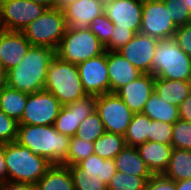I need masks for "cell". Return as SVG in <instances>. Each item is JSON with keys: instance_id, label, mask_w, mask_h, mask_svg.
Instances as JSON below:
<instances>
[{"instance_id": "6da1fadb", "label": "cell", "mask_w": 191, "mask_h": 190, "mask_svg": "<svg viewBox=\"0 0 191 190\" xmlns=\"http://www.w3.org/2000/svg\"><path fill=\"white\" fill-rule=\"evenodd\" d=\"M55 57V48L31 46L22 61L5 73V84L28 94L43 90L47 70Z\"/></svg>"}, {"instance_id": "7a4b0ae2", "label": "cell", "mask_w": 191, "mask_h": 190, "mask_svg": "<svg viewBox=\"0 0 191 190\" xmlns=\"http://www.w3.org/2000/svg\"><path fill=\"white\" fill-rule=\"evenodd\" d=\"M16 142L44 157L51 164L63 165L68 154L70 137L59 133L54 125L19 124Z\"/></svg>"}, {"instance_id": "3957f363", "label": "cell", "mask_w": 191, "mask_h": 190, "mask_svg": "<svg viewBox=\"0 0 191 190\" xmlns=\"http://www.w3.org/2000/svg\"><path fill=\"white\" fill-rule=\"evenodd\" d=\"M7 180L36 184L52 164L34 154L28 147L15 142L4 144Z\"/></svg>"}, {"instance_id": "277c9868", "label": "cell", "mask_w": 191, "mask_h": 190, "mask_svg": "<svg viewBox=\"0 0 191 190\" xmlns=\"http://www.w3.org/2000/svg\"><path fill=\"white\" fill-rule=\"evenodd\" d=\"M44 90L50 92L62 106L86 95L77 65L57 56L47 70Z\"/></svg>"}, {"instance_id": "5b68a950", "label": "cell", "mask_w": 191, "mask_h": 190, "mask_svg": "<svg viewBox=\"0 0 191 190\" xmlns=\"http://www.w3.org/2000/svg\"><path fill=\"white\" fill-rule=\"evenodd\" d=\"M152 74L157 78L191 82V56L173 38L160 39L154 52Z\"/></svg>"}, {"instance_id": "8992f818", "label": "cell", "mask_w": 191, "mask_h": 190, "mask_svg": "<svg viewBox=\"0 0 191 190\" xmlns=\"http://www.w3.org/2000/svg\"><path fill=\"white\" fill-rule=\"evenodd\" d=\"M104 52L105 47L89 28L73 29L67 27L65 35L56 48L58 58L75 65Z\"/></svg>"}, {"instance_id": "52a82bcc", "label": "cell", "mask_w": 191, "mask_h": 190, "mask_svg": "<svg viewBox=\"0 0 191 190\" xmlns=\"http://www.w3.org/2000/svg\"><path fill=\"white\" fill-rule=\"evenodd\" d=\"M67 29L63 9L47 8L22 33L32 46L57 48Z\"/></svg>"}, {"instance_id": "ba28073f", "label": "cell", "mask_w": 191, "mask_h": 190, "mask_svg": "<svg viewBox=\"0 0 191 190\" xmlns=\"http://www.w3.org/2000/svg\"><path fill=\"white\" fill-rule=\"evenodd\" d=\"M96 112L105 131L124 136L134 113L115 93H107L96 98Z\"/></svg>"}, {"instance_id": "9c48e42d", "label": "cell", "mask_w": 191, "mask_h": 190, "mask_svg": "<svg viewBox=\"0 0 191 190\" xmlns=\"http://www.w3.org/2000/svg\"><path fill=\"white\" fill-rule=\"evenodd\" d=\"M47 8L31 0H6L0 11V29L22 31Z\"/></svg>"}, {"instance_id": "30bf717a", "label": "cell", "mask_w": 191, "mask_h": 190, "mask_svg": "<svg viewBox=\"0 0 191 190\" xmlns=\"http://www.w3.org/2000/svg\"><path fill=\"white\" fill-rule=\"evenodd\" d=\"M61 107L60 102L44 89L30 93L19 124L54 125Z\"/></svg>"}, {"instance_id": "8fae6325", "label": "cell", "mask_w": 191, "mask_h": 190, "mask_svg": "<svg viewBox=\"0 0 191 190\" xmlns=\"http://www.w3.org/2000/svg\"><path fill=\"white\" fill-rule=\"evenodd\" d=\"M177 27L164 2L144 1L140 32L157 39L173 38Z\"/></svg>"}, {"instance_id": "7c38bea8", "label": "cell", "mask_w": 191, "mask_h": 190, "mask_svg": "<svg viewBox=\"0 0 191 190\" xmlns=\"http://www.w3.org/2000/svg\"><path fill=\"white\" fill-rule=\"evenodd\" d=\"M96 98L97 96L86 94L77 101L62 106L54 122L55 129L70 138L74 137L80 123L96 111Z\"/></svg>"}, {"instance_id": "4fadbf2b", "label": "cell", "mask_w": 191, "mask_h": 190, "mask_svg": "<svg viewBox=\"0 0 191 190\" xmlns=\"http://www.w3.org/2000/svg\"><path fill=\"white\" fill-rule=\"evenodd\" d=\"M86 94L100 96L110 93L107 51L77 65Z\"/></svg>"}, {"instance_id": "5bb4252c", "label": "cell", "mask_w": 191, "mask_h": 190, "mask_svg": "<svg viewBox=\"0 0 191 190\" xmlns=\"http://www.w3.org/2000/svg\"><path fill=\"white\" fill-rule=\"evenodd\" d=\"M158 40L139 32L117 52L140 72L152 74V61Z\"/></svg>"}, {"instance_id": "9a60e30c", "label": "cell", "mask_w": 191, "mask_h": 190, "mask_svg": "<svg viewBox=\"0 0 191 190\" xmlns=\"http://www.w3.org/2000/svg\"><path fill=\"white\" fill-rule=\"evenodd\" d=\"M143 2L135 0H113L104 5V13L112 21L114 28L140 32Z\"/></svg>"}, {"instance_id": "2e32d148", "label": "cell", "mask_w": 191, "mask_h": 190, "mask_svg": "<svg viewBox=\"0 0 191 190\" xmlns=\"http://www.w3.org/2000/svg\"><path fill=\"white\" fill-rule=\"evenodd\" d=\"M32 45L22 31L0 29V67L6 73L17 66Z\"/></svg>"}, {"instance_id": "e0dca14e", "label": "cell", "mask_w": 191, "mask_h": 190, "mask_svg": "<svg viewBox=\"0 0 191 190\" xmlns=\"http://www.w3.org/2000/svg\"><path fill=\"white\" fill-rule=\"evenodd\" d=\"M155 76L143 73L136 80L119 88L117 94L133 113L143 112L147 101L154 92Z\"/></svg>"}, {"instance_id": "ac0fdd59", "label": "cell", "mask_w": 191, "mask_h": 190, "mask_svg": "<svg viewBox=\"0 0 191 190\" xmlns=\"http://www.w3.org/2000/svg\"><path fill=\"white\" fill-rule=\"evenodd\" d=\"M66 25L73 29H86L93 19L104 13L100 0H76L63 8Z\"/></svg>"}, {"instance_id": "d6986e66", "label": "cell", "mask_w": 191, "mask_h": 190, "mask_svg": "<svg viewBox=\"0 0 191 190\" xmlns=\"http://www.w3.org/2000/svg\"><path fill=\"white\" fill-rule=\"evenodd\" d=\"M110 93L139 78L143 73L122 57L117 51H107Z\"/></svg>"}, {"instance_id": "ffe728a7", "label": "cell", "mask_w": 191, "mask_h": 190, "mask_svg": "<svg viewBox=\"0 0 191 190\" xmlns=\"http://www.w3.org/2000/svg\"><path fill=\"white\" fill-rule=\"evenodd\" d=\"M136 149L152 174H164L170 162L172 145L146 141Z\"/></svg>"}, {"instance_id": "44dd1931", "label": "cell", "mask_w": 191, "mask_h": 190, "mask_svg": "<svg viewBox=\"0 0 191 190\" xmlns=\"http://www.w3.org/2000/svg\"><path fill=\"white\" fill-rule=\"evenodd\" d=\"M154 92L164 102L179 107L191 93V82L155 77Z\"/></svg>"}, {"instance_id": "7402d4cb", "label": "cell", "mask_w": 191, "mask_h": 190, "mask_svg": "<svg viewBox=\"0 0 191 190\" xmlns=\"http://www.w3.org/2000/svg\"><path fill=\"white\" fill-rule=\"evenodd\" d=\"M113 160L116 171L140 177H151L153 175L141 159L136 147L125 146Z\"/></svg>"}, {"instance_id": "603a6c76", "label": "cell", "mask_w": 191, "mask_h": 190, "mask_svg": "<svg viewBox=\"0 0 191 190\" xmlns=\"http://www.w3.org/2000/svg\"><path fill=\"white\" fill-rule=\"evenodd\" d=\"M38 190H75L69 168L52 164L36 183Z\"/></svg>"}, {"instance_id": "cb8c5ba5", "label": "cell", "mask_w": 191, "mask_h": 190, "mask_svg": "<svg viewBox=\"0 0 191 190\" xmlns=\"http://www.w3.org/2000/svg\"><path fill=\"white\" fill-rule=\"evenodd\" d=\"M27 99L28 93L10 88L5 84L0 94V109L19 123L22 119Z\"/></svg>"}, {"instance_id": "d4e9b609", "label": "cell", "mask_w": 191, "mask_h": 190, "mask_svg": "<svg viewBox=\"0 0 191 190\" xmlns=\"http://www.w3.org/2000/svg\"><path fill=\"white\" fill-rule=\"evenodd\" d=\"M143 113L151 120L171 124L180 119L178 107L164 102L155 92L151 94Z\"/></svg>"}, {"instance_id": "484cf974", "label": "cell", "mask_w": 191, "mask_h": 190, "mask_svg": "<svg viewBox=\"0 0 191 190\" xmlns=\"http://www.w3.org/2000/svg\"><path fill=\"white\" fill-rule=\"evenodd\" d=\"M77 165L83 169L85 176L100 177L107 185L116 173L113 159H103L96 154L88 156Z\"/></svg>"}, {"instance_id": "4316f807", "label": "cell", "mask_w": 191, "mask_h": 190, "mask_svg": "<svg viewBox=\"0 0 191 190\" xmlns=\"http://www.w3.org/2000/svg\"><path fill=\"white\" fill-rule=\"evenodd\" d=\"M164 175L175 182L191 178V150L173 148Z\"/></svg>"}, {"instance_id": "83f0119b", "label": "cell", "mask_w": 191, "mask_h": 190, "mask_svg": "<svg viewBox=\"0 0 191 190\" xmlns=\"http://www.w3.org/2000/svg\"><path fill=\"white\" fill-rule=\"evenodd\" d=\"M150 121L143 112L134 113L132 120L127 127L124 139L126 146L137 147L147 141L150 130Z\"/></svg>"}, {"instance_id": "f1b7e54d", "label": "cell", "mask_w": 191, "mask_h": 190, "mask_svg": "<svg viewBox=\"0 0 191 190\" xmlns=\"http://www.w3.org/2000/svg\"><path fill=\"white\" fill-rule=\"evenodd\" d=\"M94 154L103 159H114V157L126 146L124 136L104 132L94 142Z\"/></svg>"}, {"instance_id": "f546056e", "label": "cell", "mask_w": 191, "mask_h": 190, "mask_svg": "<svg viewBox=\"0 0 191 190\" xmlns=\"http://www.w3.org/2000/svg\"><path fill=\"white\" fill-rule=\"evenodd\" d=\"M150 178L116 171L107 186L108 190H145Z\"/></svg>"}, {"instance_id": "4dcf8cb0", "label": "cell", "mask_w": 191, "mask_h": 190, "mask_svg": "<svg viewBox=\"0 0 191 190\" xmlns=\"http://www.w3.org/2000/svg\"><path fill=\"white\" fill-rule=\"evenodd\" d=\"M105 132L104 125L99 114L94 111L83 122L80 123L76 137L88 142H94Z\"/></svg>"}, {"instance_id": "1f68e13d", "label": "cell", "mask_w": 191, "mask_h": 190, "mask_svg": "<svg viewBox=\"0 0 191 190\" xmlns=\"http://www.w3.org/2000/svg\"><path fill=\"white\" fill-rule=\"evenodd\" d=\"M92 154H94V144L92 142L85 141L76 136L71 137L66 162L63 165L66 167L77 165Z\"/></svg>"}, {"instance_id": "d6a6232c", "label": "cell", "mask_w": 191, "mask_h": 190, "mask_svg": "<svg viewBox=\"0 0 191 190\" xmlns=\"http://www.w3.org/2000/svg\"><path fill=\"white\" fill-rule=\"evenodd\" d=\"M75 190H108L106 183L100 177L85 176L78 165L68 166Z\"/></svg>"}, {"instance_id": "836d02e7", "label": "cell", "mask_w": 191, "mask_h": 190, "mask_svg": "<svg viewBox=\"0 0 191 190\" xmlns=\"http://www.w3.org/2000/svg\"><path fill=\"white\" fill-rule=\"evenodd\" d=\"M172 148L191 150V122L179 119L172 127Z\"/></svg>"}, {"instance_id": "e575fe53", "label": "cell", "mask_w": 191, "mask_h": 190, "mask_svg": "<svg viewBox=\"0 0 191 190\" xmlns=\"http://www.w3.org/2000/svg\"><path fill=\"white\" fill-rule=\"evenodd\" d=\"M164 3L167 9L170 10L176 27L191 23V12L186 0H165Z\"/></svg>"}, {"instance_id": "d590c367", "label": "cell", "mask_w": 191, "mask_h": 190, "mask_svg": "<svg viewBox=\"0 0 191 190\" xmlns=\"http://www.w3.org/2000/svg\"><path fill=\"white\" fill-rule=\"evenodd\" d=\"M89 29L105 47L110 41L114 25L106 14L103 13L93 19Z\"/></svg>"}, {"instance_id": "8d00e7d4", "label": "cell", "mask_w": 191, "mask_h": 190, "mask_svg": "<svg viewBox=\"0 0 191 190\" xmlns=\"http://www.w3.org/2000/svg\"><path fill=\"white\" fill-rule=\"evenodd\" d=\"M172 127L173 124L159 122L155 120L150 121V130L147 135V141L160 142L163 144H172Z\"/></svg>"}, {"instance_id": "74e56055", "label": "cell", "mask_w": 191, "mask_h": 190, "mask_svg": "<svg viewBox=\"0 0 191 190\" xmlns=\"http://www.w3.org/2000/svg\"><path fill=\"white\" fill-rule=\"evenodd\" d=\"M19 123L0 109V145L15 142Z\"/></svg>"}, {"instance_id": "f35d334b", "label": "cell", "mask_w": 191, "mask_h": 190, "mask_svg": "<svg viewBox=\"0 0 191 190\" xmlns=\"http://www.w3.org/2000/svg\"><path fill=\"white\" fill-rule=\"evenodd\" d=\"M134 35L135 33L130 29L114 28L110 41L105 46V51H119Z\"/></svg>"}, {"instance_id": "ab89813d", "label": "cell", "mask_w": 191, "mask_h": 190, "mask_svg": "<svg viewBox=\"0 0 191 190\" xmlns=\"http://www.w3.org/2000/svg\"><path fill=\"white\" fill-rule=\"evenodd\" d=\"M173 39L184 53L191 56V23L177 27Z\"/></svg>"}, {"instance_id": "60d3db41", "label": "cell", "mask_w": 191, "mask_h": 190, "mask_svg": "<svg viewBox=\"0 0 191 190\" xmlns=\"http://www.w3.org/2000/svg\"><path fill=\"white\" fill-rule=\"evenodd\" d=\"M145 190H176V182L164 174H153L148 180Z\"/></svg>"}, {"instance_id": "b9f144b4", "label": "cell", "mask_w": 191, "mask_h": 190, "mask_svg": "<svg viewBox=\"0 0 191 190\" xmlns=\"http://www.w3.org/2000/svg\"><path fill=\"white\" fill-rule=\"evenodd\" d=\"M0 190H38L37 185L25 182L6 181L0 183Z\"/></svg>"}, {"instance_id": "7bdbcfd3", "label": "cell", "mask_w": 191, "mask_h": 190, "mask_svg": "<svg viewBox=\"0 0 191 190\" xmlns=\"http://www.w3.org/2000/svg\"><path fill=\"white\" fill-rule=\"evenodd\" d=\"M178 110L180 119L191 122V93L179 105Z\"/></svg>"}, {"instance_id": "ee69618b", "label": "cell", "mask_w": 191, "mask_h": 190, "mask_svg": "<svg viewBox=\"0 0 191 190\" xmlns=\"http://www.w3.org/2000/svg\"><path fill=\"white\" fill-rule=\"evenodd\" d=\"M7 181V167L4 157V144L0 145V183Z\"/></svg>"}, {"instance_id": "f6af8a7d", "label": "cell", "mask_w": 191, "mask_h": 190, "mask_svg": "<svg viewBox=\"0 0 191 190\" xmlns=\"http://www.w3.org/2000/svg\"><path fill=\"white\" fill-rule=\"evenodd\" d=\"M176 190H191V178L176 182Z\"/></svg>"}, {"instance_id": "bcb514c9", "label": "cell", "mask_w": 191, "mask_h": 190, "mask_svg": "<svg viewBox=\"0 0 191 190\" xmlns=\"http://www.w3.org/2000/svg\"><path fill=\"white\" fill-rule=\"evenodd\" d=\"M35 3L42 4L46 8H55V1L56 0H31Z\"/></svg>"}, {"instance_id": "7dc6e473", "label": "cell", "mask_w": 191, "mask_h": 190, "mask_svg": "<svg viewBox=\"0 0 191 190\" xmlns=\"http://www.w3.org/2000/svg\"><path fill=\"white\" fill-rule=\"evenodd\" d=\"M76 0H56L55 1V8L63 9L68 4L73 3Z\"/></svg>"}, {"instance_id": "c3c4849f", "label": "cell", "mask_w": 191, "mask_h": 190, "mask_svg": "<svg viewBox=\"0 0 191 190\" xmlns=\"http://www.w3.org/2000/svg\"><path fill=\"white\" fill-rule=\"evenodd\" d=\"M5 72L0 67V86L5 85Z\"/></svg>"}, {"instance_id": "681fc988", "label": "cell", "mask_w": 191, "mask_h": 190, "mask_svg": "<svg viewBox=\"0 0 191 190\" xmlns=\"http://www.w3.org/2000/svg\"><path fill=\"white\" fill-rule=\"evenodd\" d=\"M104 5L111 3L113 0H100Z\"/></svg>"}, {"instance_id": "f907efd6", "label": "cell", "mask_w": 191, "mask_h": 190, "mask_svg": "<svg viewBox=\"0 0 191 190\" xmlns=\"http://www.w3.org/2000/svg\"><path fill=\"white\" fill-rule=\"evenodd\" d=\"M186 3H187V5H188V7H189V10H190V12H191V0H186Z\"/></svg>"}, {"instance_id": "816d5d0a", "label": "cell", "mask_w": 191, "mask_h": 190, "mask_svg": "<svg viewBox=\"0 0 191 190\" xmlns=\"http://www.w3.org/2000/svg\"><path fill=\"white\" fill-rule=\"evenodd\" d=\"M6 0H0V11L2 10V6L5 3Z\"/></svg>"}, {"instance_id": "f5cc1de1", "label": "cell", "mask_w": 191, "mask_h": 190, "mask_svg": "<svg viewBox=\"0 0 191 190\" xmlns=\"http://www.w3.org/2000/svg\"><path fill=\"white\" fill-rule=\"evenodd\" d=\"M145 1H157V2H164L165 0H145Z\"/></svg>"}]
</instances>
